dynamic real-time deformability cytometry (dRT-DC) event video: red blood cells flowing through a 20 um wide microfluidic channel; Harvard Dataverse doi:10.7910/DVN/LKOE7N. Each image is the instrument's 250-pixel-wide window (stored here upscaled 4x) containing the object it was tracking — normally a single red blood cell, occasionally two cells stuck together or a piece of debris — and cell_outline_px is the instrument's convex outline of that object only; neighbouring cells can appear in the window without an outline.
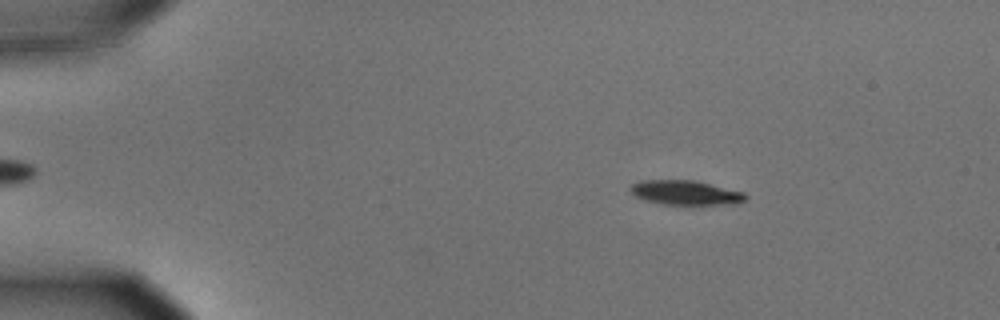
{"species": "common noctule bat (a hibernating species)", "species_latin": "Nyctalus noctula", "temperature_condition": "cold", "stored_images_in_passage": 56, "camera_frame_rate_fps": 3000, "um_per_image_px": 0.085, "animal": {"sex": "male", "body_mass_g": 15.6}, "frame": {"image": 1, "passage_image": 9, "time_ms": 2.667, "image_size_px": [1000, 320], "cell_outline_px": [[748, 196], [744, 200], [736, 204], [692, 208], [664, 204], [644, 200], [636, 196], [628, 188], [632, 184], [640, 180], [696, 180], [744, 192]], "centroid_in_image_um": [58.33, 16.43], "position_along_channel_um": 26.7, "area_um2": 17.46}}
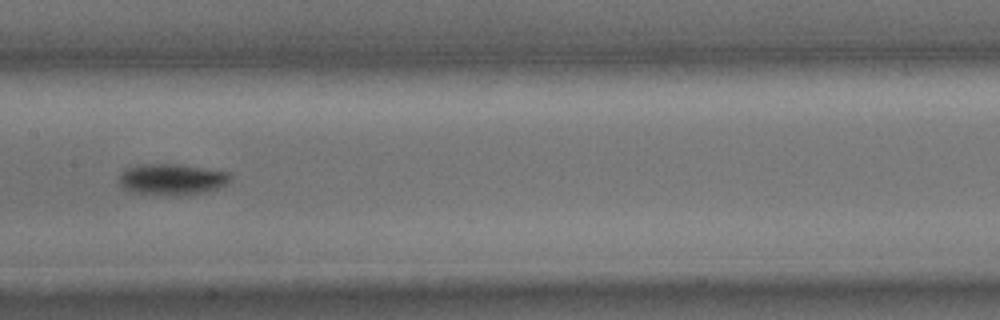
{"frame": {"image": 2, "passage_image": 29, "time_ms": 9.333, "image_size_px": [1000, 320], "cell_outline_px": [[232, 176], [224, 184], [216, 188], [204, 192], [176, 196], [164, 196], [132, 192], [120, 184], [120, 172], [124, 168], [136, 164], [180, 164], [228, 172]], "centroid_in_image_um": [14.56, 15.24], "position_along_channel_um": 192.8, "area_um2": 20.29}}
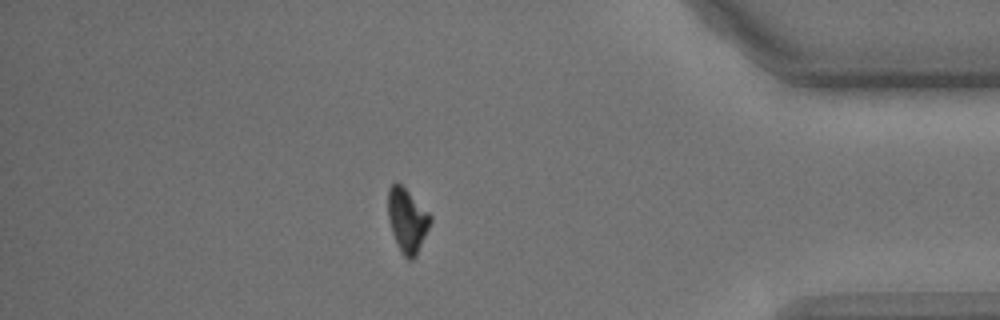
{"frame": {"image": 3, "passage_image": 49, "time_ms": 16.0, "image_size_px": [1000, 320], "cell_outline_px": [[432, 220], [416, 256], [412, 260], [408, 260], [400, 252], [396, 244], [388, 220], [388, 188], [392, 184], [400, 184], [432, 216]], "centroid_in_image_um": [34.6, 18.77], "position_along_channel_um": 400.6, "area_um2": 15.61}, "authors_computed_cell_mechanics": {"area_um2": 17.8891, "velocity_mm_per_s": 3.5855, "shape_relaxation_time_tau1_ms": 2.2419, "shape_relaxation_time_tau2_ms": null, "deformation_change_tau1": 0.099, "deformation_change_tau2": null}}